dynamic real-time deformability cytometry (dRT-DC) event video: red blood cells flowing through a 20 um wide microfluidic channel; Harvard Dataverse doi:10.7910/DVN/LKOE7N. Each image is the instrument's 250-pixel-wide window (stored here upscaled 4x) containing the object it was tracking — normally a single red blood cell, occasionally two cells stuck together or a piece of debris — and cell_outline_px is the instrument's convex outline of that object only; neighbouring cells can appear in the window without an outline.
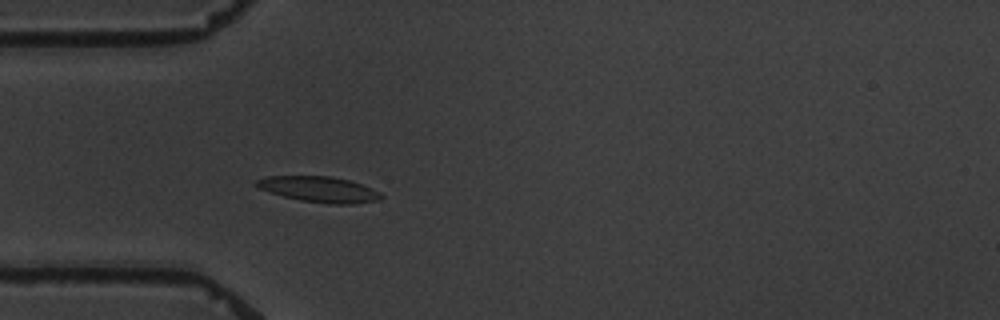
{"species": "common noctule bat (a hibernating species)", "species_latin": "Nyctalus noctula", "temperature_condition": "warm", "stored_images_in_passage": 3, "camera_frame_rate_fps": 3000, "um_per_image_px": 0.085, "animal": {"sex": "male", "body_mass_g": 19.5, "forearm_length_mm": 54.6}, "frame": {"image": 1, "passage_image": 3, "time_ms": 3.667, "image_size_px": [1000, 320], "cell_outline_px": [[384, 196], [380, 200], [352, 204], [328, 204], [300, 200], [268, 192], [252, 184], [256, 180], [268, 176], [332, 176], [348, 180], [360, 184], [380, 192]], "centroid_in_image_um": [27.11, 16.1], "position_along_channel_um": 57.9, "area_um2": 18.67}}